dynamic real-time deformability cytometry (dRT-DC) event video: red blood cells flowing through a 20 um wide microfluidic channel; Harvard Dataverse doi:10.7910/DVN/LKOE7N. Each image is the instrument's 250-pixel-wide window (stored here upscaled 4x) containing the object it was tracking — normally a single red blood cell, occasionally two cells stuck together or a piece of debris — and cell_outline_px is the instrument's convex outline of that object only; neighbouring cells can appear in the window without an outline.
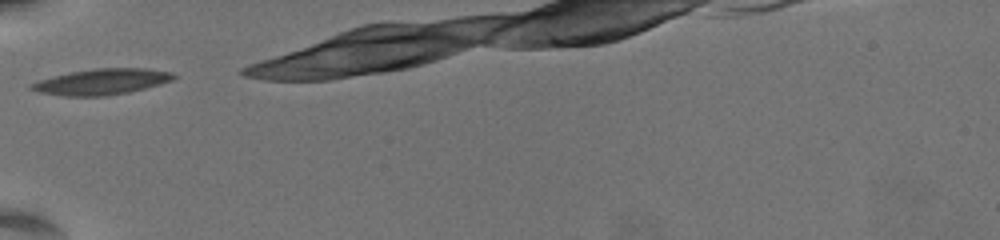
{"species": "common noctule bat (a hibernating species)", "species_latin": "Nyctalus noctula", "temperature_condition": "warm", "stored_images_in_passage": 20, "camera_frame_rate_fps": 3000, "um_per_image_px": 0.085, "animal": {"sex": "female", "body_mass_g": 19.5, "forearm_length_mm": 54.1}, "frame": {"image": 1, "passage_image": 1, "time_ms": 0.0, "image_size_px": [1000, 240], "cell_outline_px": [[176, 76], [172, 80], [144, 88], [128, 92], [104, 96], [68, 96], [40, 92], [28, 88], [28, 84], [40, 80], [72, 72], [96, 68], [144, 68], [172, 72]], "centroid_in_image_um": [8.64, 6.94], "position_along_channel_um": 76.4, "area_um2": 21.04}}
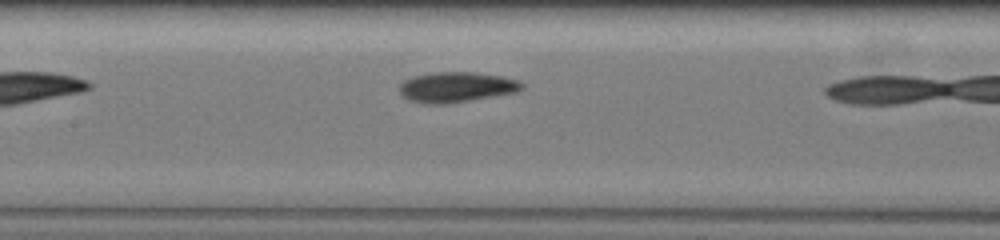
{"frame": {"image": 2, "passage_image": 9, "time_ms": 2.667, "image_size_px": [1000, 240], "cell_outline_px": [[524, 88], [516, 92], [444, 104], [428, 104], [408, 100], [400, 92], [400, 84], [404, 80], [416, 76], [436, 72], [472, 72], [500, 76], [516, 80], [524, 84]], "centroid_in_image_um": [38.78, 7.4], "position_along_channel_um": 168.6, "area_um2": 21.21}}
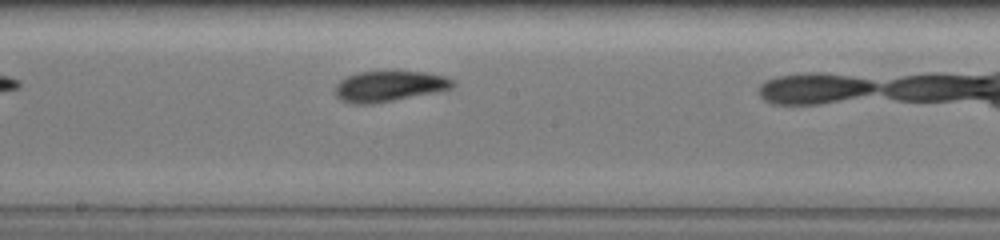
{"frame": {"image": 3, "passage_image": 13, "time_ms": 4.0, "image_size_px": [1000, 240], "cell_outline_px": [[456, 84], [452, 88], [372, 104], [352, 104], [336, 96], [336, 84], [340, 80], [348, 76], [360, 72], [424, 72], [444, 76], [452, 80]], "centroid_in_image_um": [33.06, 7.33], "position_along_channel_um": 215.1, "area_um2": 20.4}}